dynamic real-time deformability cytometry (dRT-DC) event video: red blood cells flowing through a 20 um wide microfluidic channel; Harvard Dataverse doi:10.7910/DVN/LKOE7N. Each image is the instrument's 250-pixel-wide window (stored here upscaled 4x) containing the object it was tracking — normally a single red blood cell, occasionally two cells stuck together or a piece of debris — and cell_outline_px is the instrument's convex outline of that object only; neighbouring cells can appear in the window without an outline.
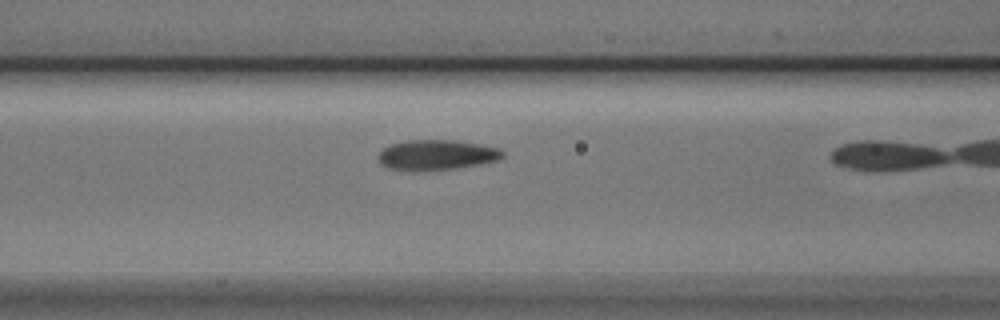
{"species": "Egyptian fruit bat (a non-hibernating species)", "species_latin": "Rousettus aegyptiacus", "temperature_condition": "cold", "stored_images_in_passage": 13, "camera_frame_rate_fps": 3000, "um_per_image_px": 0.085, "animal": {"sex": "male"}, "frame": {"image": 1, "passage_image": 8, "time_ms": 2.333, "image_size_px": [1000, 320], "cell_outline_px": [[504, 156], [496, 160], [480, 164], [456, 168], [388, 168], [380, 164], [376, 160], [376, 156], [384, 148], [392, 144], [408, 140], [456, 140], [480, 144], [500, 148], [504, 152]], "centroid_in_image_um": [37.14, 13.12], "position_along_channel_um": 129.5, "area_um2": 21.21}}